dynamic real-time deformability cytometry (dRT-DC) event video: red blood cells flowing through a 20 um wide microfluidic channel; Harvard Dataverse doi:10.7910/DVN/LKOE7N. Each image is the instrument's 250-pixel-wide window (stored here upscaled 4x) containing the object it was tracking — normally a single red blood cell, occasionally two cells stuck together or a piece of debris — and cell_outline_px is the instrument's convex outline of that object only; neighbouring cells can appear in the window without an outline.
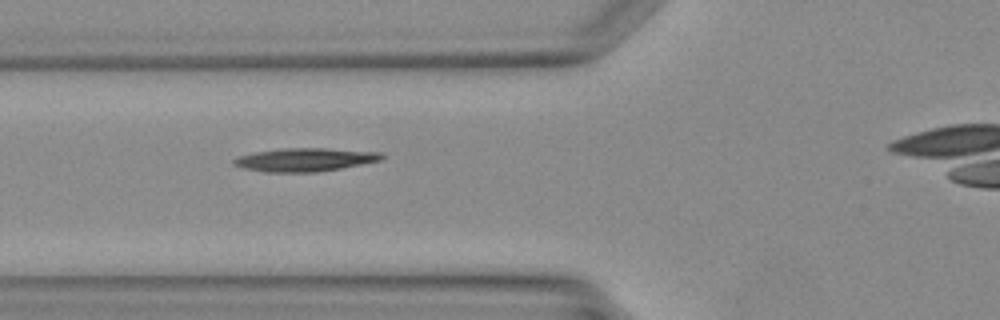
{"species": "Egyptian fruit bat (a non-hibernating species)", "species_latin": "Rousettus aegyptiacus", "temperature_condition": "warm", "stored_images_in_passage": 26, "camera_frame_rate_fps": 3000, "um_per_image_px": 0.085, "animal": {"sex": "female"}, "frame": {"image": 1, "passage_image": 5, "time_ms": 1.333, "image_size_px": [1000, 320], "cell_outline_px": [[384, 156], [380, 160], [340, 168], [316, 172], [264, 172], [244, 168], [232, 164], [232, 160], [236, 156], [256, 152], [284, 148], [324, 148], [380, 152]], "centroid_in_image_um": [25.86, 13.57], "position_along_channel_um": 99.9, "area_um2": 19.94}}